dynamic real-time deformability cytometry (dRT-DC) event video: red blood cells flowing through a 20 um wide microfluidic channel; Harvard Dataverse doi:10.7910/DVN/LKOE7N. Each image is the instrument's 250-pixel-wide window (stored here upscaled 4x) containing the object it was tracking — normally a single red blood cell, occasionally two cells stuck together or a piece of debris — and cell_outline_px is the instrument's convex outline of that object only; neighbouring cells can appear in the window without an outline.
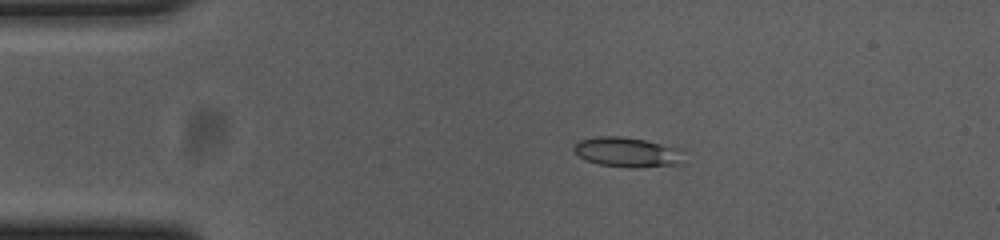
{"species": "common noctule bat (a hibernating species)", "species_latin": "Nyctalus noctula", "temperature_condition": "cold", "stored_images_in_passage": 54, "camera_frame_rate_fps": 3000, "um_per_image_px": 0.085, "animal": {"sex": "female", "body_mass_g": 23.0, "forearm_length_mm": 53.4}, "frame": {"image": 1, "passage_image": 10, "time_ms": 3.0, "image_size_px": [1000, 240], "cell_outline_px": [[684, 164], [636, 168], [632, 168], [600, 164], [584, 160], [572, 148], [580, 140], [596, 136], [620, 136], [644, 140], [680, 148]], "centroid_in_image_um": [53.34, 12.94], "position_along_channel_um": 31.7, "area_um2": 19.13}}
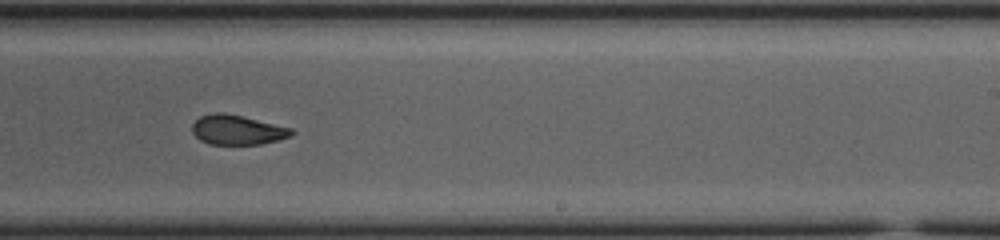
{"frame": {"image": 2, "passage_image": 33, "time_ms": 10.667, "image_size_px": [1000, 240], "cell_outline_px": [[296, 132], [292, 136], [260, 144], [208, 144], [200, 140], [192, 132], [192, 124], [200, 116], [216, 112], [224, 112], [244, 116], [292, 128]], "centroid_in_image_um": [20.18, 11.03], "position_along_channel_um": 268.8, "area_um2": 17.28}}
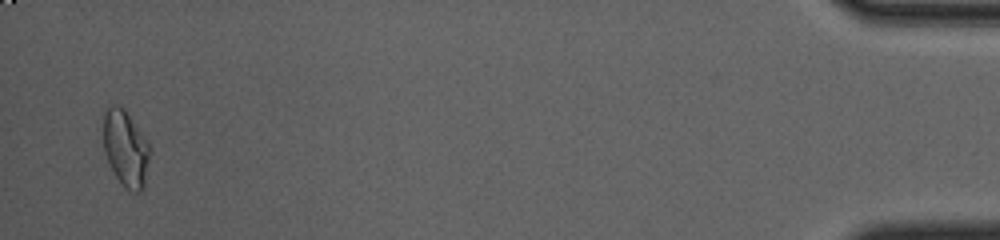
{"frame": {"image": 3, "passage_image": 53, "time_ms": 17.333, "image_size_px": [1000, 240], "cell_outline_px": [[148, 160], [144, 188], [140, 192], [132, 192], [124, 188], [116, 176], [104, 152], [104, 112], [112, 104], [116, 104], [124, 108], [148, 140]], "centroid_in_image_um": [10.68, 12.61], "position_along_channel_um": 424.5, "area_um2": 20.46}, "authors_computed_cell_mechanics": {"area_um2": 18.6116, "velocity_mm_per_s": 3.6806, "shape_relaxation_time_tau1_ms": null, "shape_relaxation_time_tau2_ms": 1.5856, "deformation_change_tau1": null, "deformation_change_tau2": 0.0703}}